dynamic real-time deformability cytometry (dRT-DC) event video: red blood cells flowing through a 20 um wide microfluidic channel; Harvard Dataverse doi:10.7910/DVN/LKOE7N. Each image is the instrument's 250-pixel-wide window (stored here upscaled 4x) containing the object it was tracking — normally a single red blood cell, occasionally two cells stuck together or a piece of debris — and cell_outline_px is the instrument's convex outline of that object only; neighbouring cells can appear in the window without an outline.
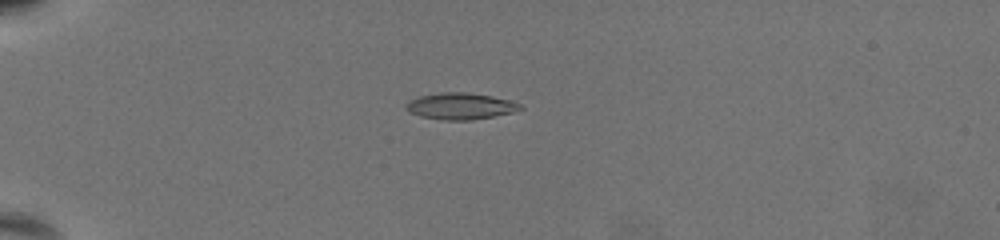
{"species": "common noctule bat (a hibernating species)", "species_latin": "Nyctalus noctula", "temperature_condition": "warm", "stored_images_in_passage": 51, "camera_frame_rate_fps": 3000, "um_per_image_px": 0.085, "animal": {"sex": "female", "body_mass_g": 19.5, "forearm_length_mm": 54.1}, "frame": {"image": 1, "passage_image": 2, "time_ms": 0.333, "image_size_px": [1000, 240], "cell_outline_px": [[524, 108], [512, 112], [472, 120], [444, 120], [420, 116], [408, 112], [404, 108], [412, 100], [420, 96], [440, 92], [464, 92], [492, 96], [512, 100], [520, 104]], "centroid_in_image_um": [39.15, 9.02], "position_along_channel_um": 45.9, "area_um2": 17.51}}
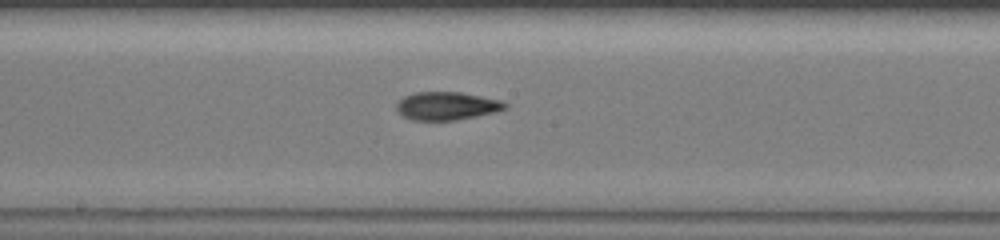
{"frame": {"image": 2, "passage_image": 22, "time_ms": 7.0, "image_size_px": [1000, 240], "cell_outline_px": [[508, 108], [496, 112], [456, 120], [412, 120], [404, 116], [396, 108], [396, 104], [404, 96], [416, 92], [460, 92], [500, 100], [508, 104]], "centroid_in_image_um": [38.0, 9.0], "position_along_channel_um": 210.2, "area_um2": 17.69}}
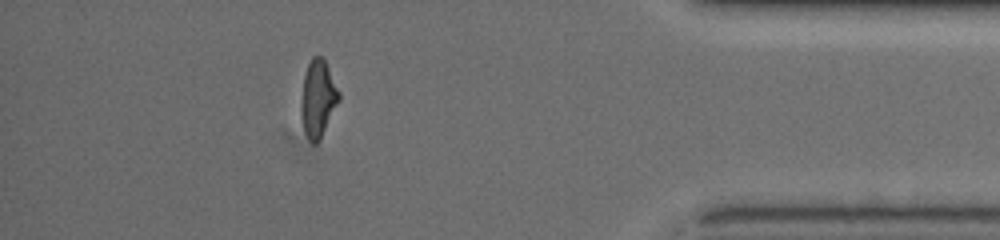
{"frame": {"image": 3, "passage_image": 44, "time_ms": 14.333, "image_size_px": [1000, 240], "cell_outline_px": [[340, 100], [320, 140], [316, 144], [312, 144], [308, 140], [304, 132], [300, 116], [300, 108], [304, 76], [308, 64], [312, 56], [320, 56], [324, 60], [340, 92]], "centroid_in_image_um": [27.02, 8.43], "position_along_channel_um": 408.2, "area_um2": 17.11}, "authors_computed_cell_mechanics": {"area_um2": 17.2822, "velocity_mm_per_s": 3.145, "shape_relaxation_time_tau1_ms": 11.2722, "shape_relaxation_time_tau2_ms": 1.194, "deformation_change_tau1": 0.2921, "deformation_change_tau2": 0.0795}}